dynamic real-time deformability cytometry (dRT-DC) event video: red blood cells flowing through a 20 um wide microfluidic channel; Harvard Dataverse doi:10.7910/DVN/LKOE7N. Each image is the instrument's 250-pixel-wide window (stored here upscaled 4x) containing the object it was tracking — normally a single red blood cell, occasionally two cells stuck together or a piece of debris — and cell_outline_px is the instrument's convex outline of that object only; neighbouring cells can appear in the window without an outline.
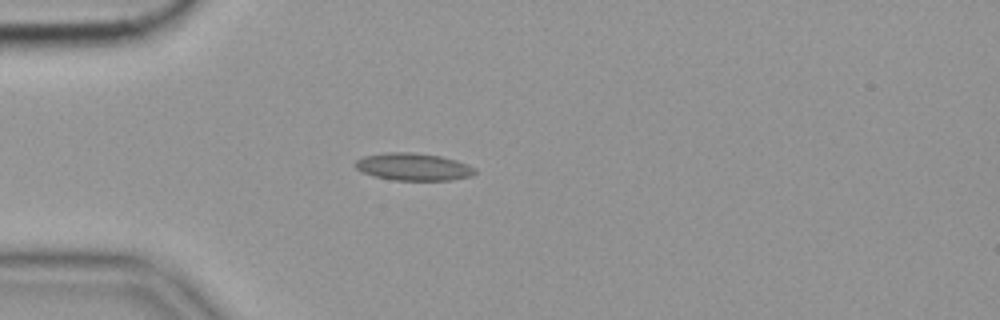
{"species": "common noctule bat (a hibernating species)", "species_latin": "Nyctalus noctula", "temperature_condition": "cold", "stored_images_in_passage": 49, "camera_frame_rate_fps": 3000, "um_per_image_px": 0.085, "animal": {"sex": "female", "body_mass_g": 19.9}, "frame": {"image": 1, "passage_image": 8, "time_ms": 2.333, "image_size_px": [1000, 320], "cell_outline_px": [[476, 172], [472, 176], [448, 180], [392, 180], [360, 172], [352, 164], [356, 160], [364, 156], [388, 152], [416, 152], [440, 156], [456, 160], [468, 164], [476, 168]], "centroid_in_image_um": [35.12, 14.17], "position_along_channel_um": 49.9, "area_um2": 19.25}}
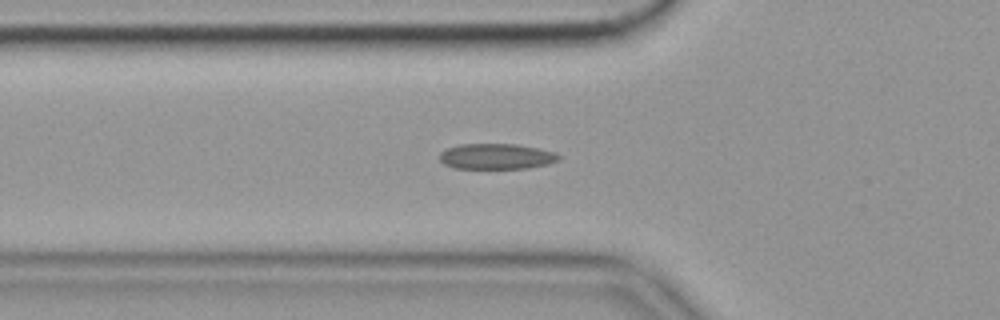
{"frame": {"image": 2, "passage_image": 12, "time_ms": 3.667, "image_size_px": [1000, 320], "cell_outline_px": [[560, 160], [548, 164], [528, 168], [456, 168], [444, 164], [440, 160], [440, 152], [448, 148], [460, 144], [516, 144], [540, 148], [556, 152], [560, 156]], "centroid_in_image_um": [42.24, 13.29], "position_along_channel_um": 83.6, "area_um2": 17.8}}
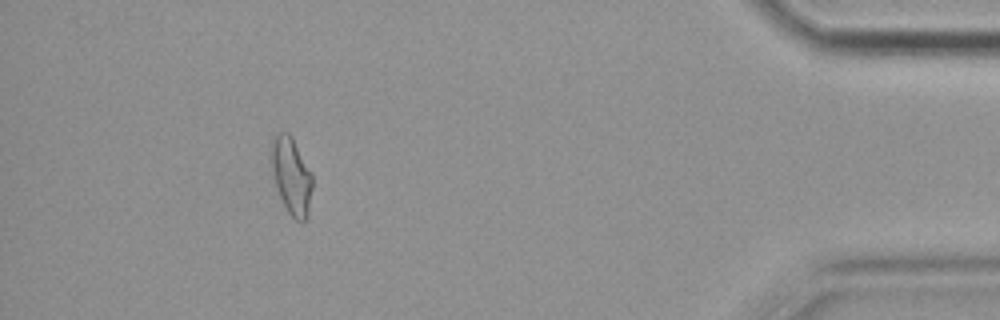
{"frame": {"image": 3, "passage_image": 44, "time_ms": 14.333, "image_size_px": [1000, 320], "cell_outline_px": [[312, 188], [308, 216], [304, 220], [296, 220], [288, 212], [280, 196], [276, 184], [268, 152], [268, 148], [272, 136], [276, 132], [288, 132], [292, 136], [312, 172]], "centroid_in_image_um": [24.74, 14.84], "position_along_channel_um": 410.5, "area_um2": 18.79}, "authors_computed_cell_mechanics": {"area_um2": 17.4556, "velocity_mm_per_s": 3.567, "shape_relaxation_time_tau1_ms": 8.8247, "shape_relaxation_time_tau2_ms": 3.0501, "deformation_change_tau1": 0.1818, "deformation_change_tau2": 0.0923}}